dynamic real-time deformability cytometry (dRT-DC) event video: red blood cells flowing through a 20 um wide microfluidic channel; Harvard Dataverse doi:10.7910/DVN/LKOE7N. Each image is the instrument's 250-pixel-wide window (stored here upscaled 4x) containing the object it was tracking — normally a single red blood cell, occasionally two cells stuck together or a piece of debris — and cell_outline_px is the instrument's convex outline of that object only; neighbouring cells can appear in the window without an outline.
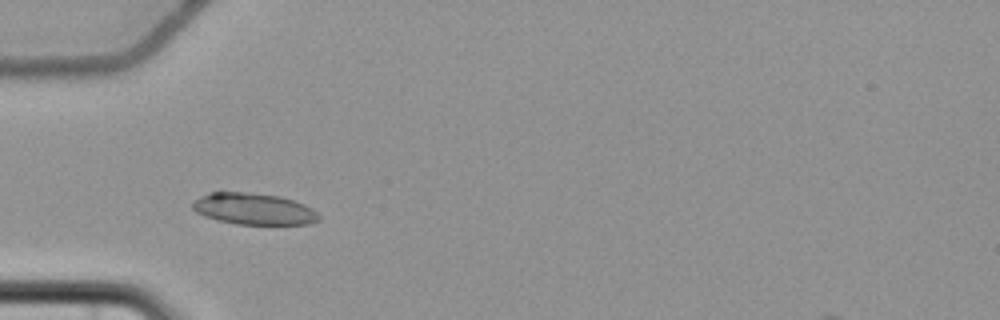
{"species": "common noctule bat (a hibernating species)", "species_latin": "Nyctalus noctula", "temperature_condition": "cold", "stored_images_in_passage": 8, "camera_frame_rate_fps": 3000, "um_per_image_px": 0.085, "animal": {"sex": "female", "body_mass_g": 22.7, "forearm_length_mm": 54.2}, "frame": {"image": 1, "passage_image": 3, "time_ms": 3.333, "image_size_px": [1000, 320], "cell_outline_px": [[320, 220], [308, 224], [236, 224], [216, 220], [204, 216], [196, 212], [192, 208], [192, 204], [200, 196], [208, 192], [248, 192], [280, 196], [304, 204], [312, 208], [320, 216]], "centroid_in_image_um": [21.56, 17.76], "position_along_channel_um": 63.4, "area_um2": 23.24}}
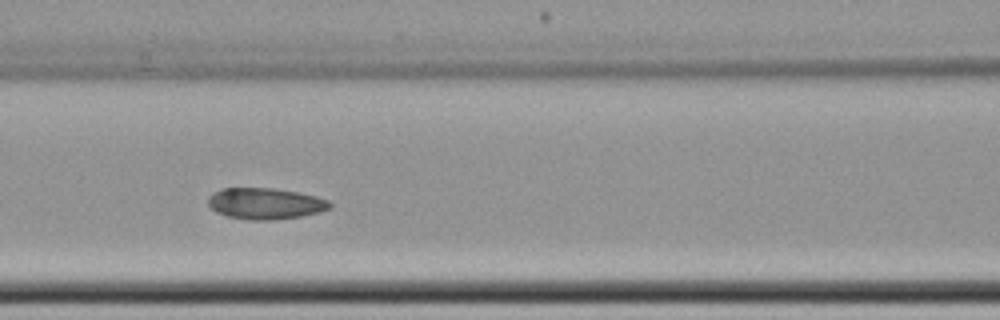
{"frame": {"image": 2, "passage_image": 5, "time_ms": 5.667, "image_size_px": [1000, 320], "cell_outline_px": [[332, 208], [320, 212], [300, 216], [268, 220], [248, 220], [228, 216], [216, 212], [208, 204], [208, 196], [212, 192], [220, 188], [272, 188], [300, 192], [316, 196], [328, 200], [332, 204]], "centroid_in_image_um": [22.55, 17.29], "position_along_channel_um": 144.1, "area_um2": 22.31}}
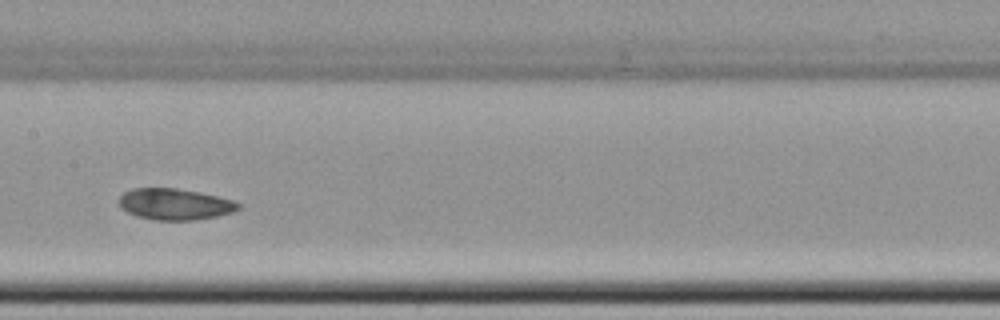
{"frame": {"image": 3, "passage_image": 6, "time_ms": 7.0, "image_size_px": [1000, 320], "cell_outline_px": [[240, 208], [232, 212], [216, 216], [192, 220], [152, 220], [136, 216], [120, 208], [120, 196], [124, 192], [132, 188], [176, 188], [200, 192], [232, 200], [240, 204]], "centroid_in_image_um": [14.83, 17.35], "position_along_channel_um": 192.6, "area_um2": 21.68}}